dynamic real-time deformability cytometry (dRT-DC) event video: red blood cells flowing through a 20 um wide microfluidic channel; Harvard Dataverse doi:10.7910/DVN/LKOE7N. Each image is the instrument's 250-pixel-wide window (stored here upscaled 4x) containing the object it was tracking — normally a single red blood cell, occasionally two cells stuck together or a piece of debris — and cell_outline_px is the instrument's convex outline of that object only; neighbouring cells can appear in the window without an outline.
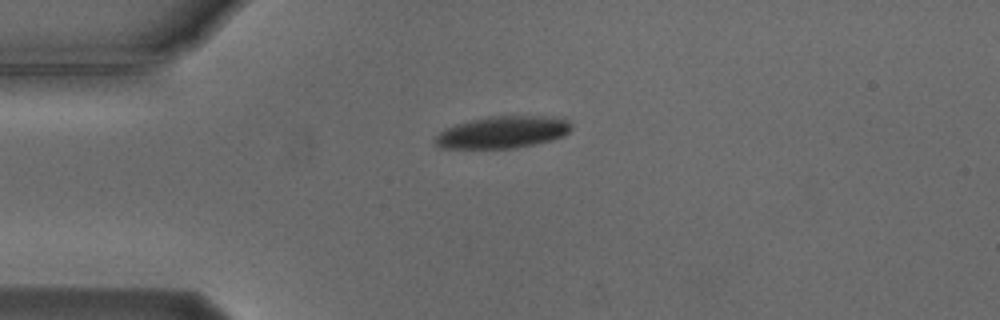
{"species": "Egyptian fruit bat (a non-hibernating species)", "species_latin": "Rousettus aegyptiacus", "temperature_condition": "cold", "stored_images_in_passage": 42, "camera_frame_rate_fps": 3000, "um_per_image_px": 0.085, "animal": {"sex": "male"}, "frame": {"image": 1, "passage_image": 1, "time_ms": 0.0, "image_size_px": [1000, 320], "cell_outline_px": [[572, 128], [564, 136], [536, 144], [516, 148], [440, 148], [432, 144], [432, 140], [444, 128], [456, 124], [488, 116], [544, 116], [568, 120], [572, 124]], "centroid_in_image_um": [42.68, 11.24], "position_along_channel_um": 42.3, "area_um2": 25.55}}
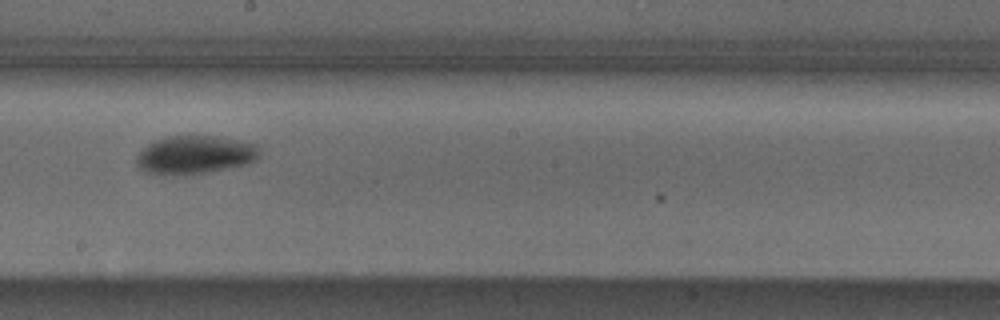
{"frame": {"image": 2, "passage_image": 18, "time_ms": 5.667, "image_size_px": [1000, 320], "cell_outline_px": [[260, 156], [256, 160], [248, 164], [208, 172], [184, 176], [144, 172], [136, 164], [136, 156], [148, 144], [164, 136], [216, 136], [260, 144]], "centroid_in_image_um": [16.61, 13.16], "position_along_channel_um": 231.6, "area_um2": 27.86}}
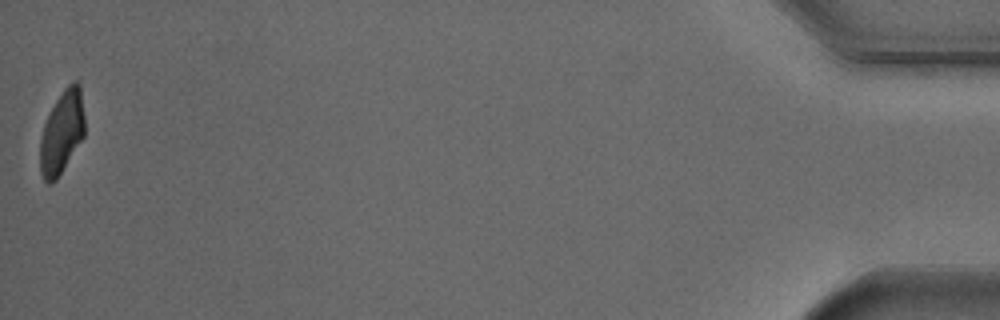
{"frame": {"image": 3, "passage_image": 42, "time_ms": 13.667, "image_size_px": [1000, 320], "cell_outline_px": [[84, 136], [56, 180], [52, 184], [48, 184], [44, 180], [40, 172], [40, 136], [44, 124], [56, 100], [64, 88], [72, 80], [76, 80], [80, 84], [84, 116]], "centroid_in_image_um": [5.25, 11.24], "position_along_channel_um": 429.9, "area_um2": 21.56}, "authors_computed_cell_mechanics": {"area_um2": 25.4609, "velocity_mm_per_s": 3.7487, "shape_relaxation_time_tau1_ms": 2.1374, "shape_relaxation_time_tau2_ms": null, "deformation_change_tau1": 0.1229, "deformation_change_tau2": null}}